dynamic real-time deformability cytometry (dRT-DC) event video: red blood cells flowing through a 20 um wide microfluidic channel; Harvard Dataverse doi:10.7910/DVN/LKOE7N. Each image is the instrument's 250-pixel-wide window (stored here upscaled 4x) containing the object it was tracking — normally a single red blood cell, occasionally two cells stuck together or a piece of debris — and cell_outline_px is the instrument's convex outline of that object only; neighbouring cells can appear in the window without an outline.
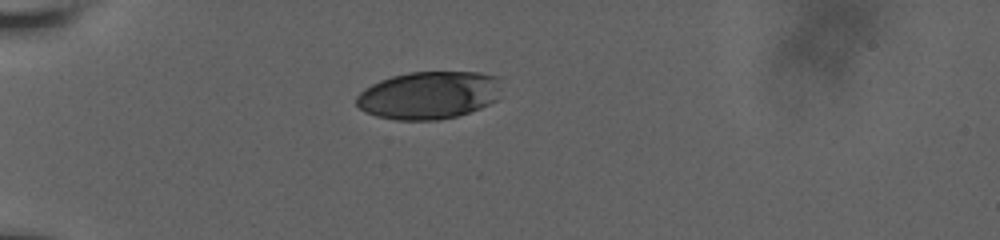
{"species": "human", "species_latin": "Homo sapiens", "temperature_condition": "room temperature", "stored_images_in_passage": 36, "camera_frame_rate_fps": 3000, "um_per_image_px": 0.085, "donor": {"sex": "male"}, "frame": {"image": 1, "passage_image": 1, "time_ms": 0.0, "image_size_px": [1000, 240], "cell_outline_px": [[500, 76], [496, 100], [480, 108], [456, 116], [436, 120], [396, 120], [376, 116], [364, 112], [356, 104], [356, 96], [364, 88], [380, 80], [392, 76], [408, 72], [480, 72]], "centroid_in_image_um": [36.42, 8.08], "position_along_channel_um": 48.6, "area_um2": 40.4}}
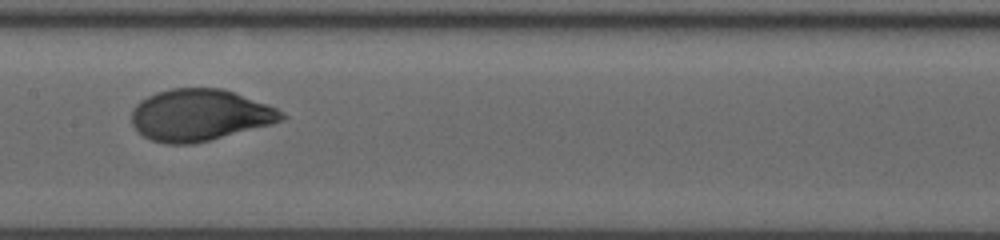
{"frame": {"image": 2, "passage_image": 15, "time_ms": 4.667, "image_size_px": [1000, 240], "cell_outline_px": [[288, 116], [284, 120], [208, 140], [192, 144], [168, 144], [152, 140], [144, 136], [132, 124], [132, 108], [140, 100], [156, 92], [172, 88], [224, 88], [268, 104], [284, 112]], "centroid_in_image_um": [16.98, 9.76], "position_along_channel_um": 190.4, "area_um2": 44.97}}
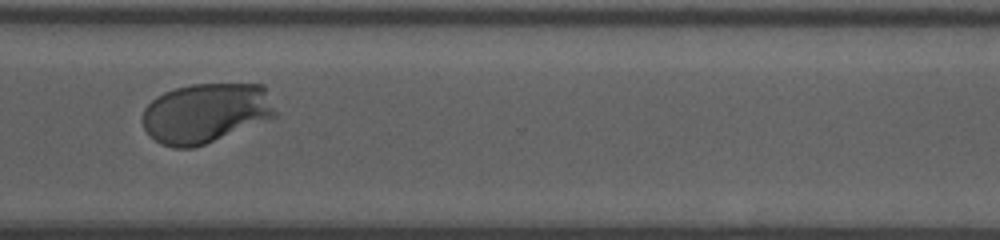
{"frame": {"image": 3, "passage_image": 28, "time_ms": 9.0, "image_size_px": [1000, 240], "cell_outline_px": [[280, 116], [204, 144], [192, 148], [172, 148], [160, 144], [144, 128], [140, 120], [144, 108], [156, 96], [164, 92], [176, 88], [192, 84], [264, 84]], "centroid_in_image_um": [17.52, 9.6], "position_along_channel_um": 353.1, "area_um2": 46.82}, "authors_computed_cell_mechanics": {"area_um2": 44.8817, "velocity_mm_per_s": 3.7673, "shape_relaxation_time_tau1_ms": 3.076, "shape_relaxation_time_tau2_ms": null, "deformation_change_tau1": 0.1668, "deformation_change_tau2": null}}